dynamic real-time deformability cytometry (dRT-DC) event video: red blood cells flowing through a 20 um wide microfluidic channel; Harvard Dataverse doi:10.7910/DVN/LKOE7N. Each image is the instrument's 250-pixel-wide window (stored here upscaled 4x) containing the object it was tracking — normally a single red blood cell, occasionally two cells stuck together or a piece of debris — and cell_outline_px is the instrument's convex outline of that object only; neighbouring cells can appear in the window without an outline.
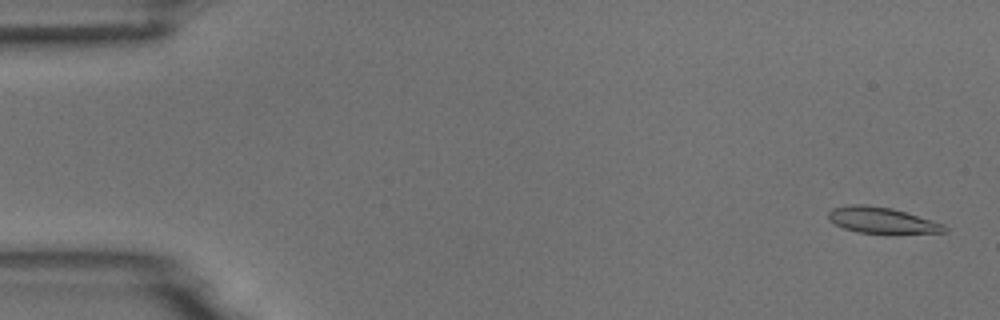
{"species": "common noctule bat (a hibernating species)", "species_latin": "Nyctalus noctula", "temperature_condition": "room temperature", "stored_images_in_passage": 5, "camera_frame_rate_fps": 3000, "um_per_image_px": 0.085, "animal": {"sex": "male", "body_mass_g": 18.8}, "frame": {"image": 1, "passage_image": 1, "time_ms": 0.0, "image_size_px": [1000, 320], "cell_outline_px": [[948, 232], [856, 232], [844, 228], [828, 220], [828, 212], [832, 208], [848, 204], [864, 204], [892, 208], [944, 224], [948, 228]], "centroid_in_image_um": [74.9, 18.69], "position_along_channel_um": 10.1, "area_um2": 17.22}}
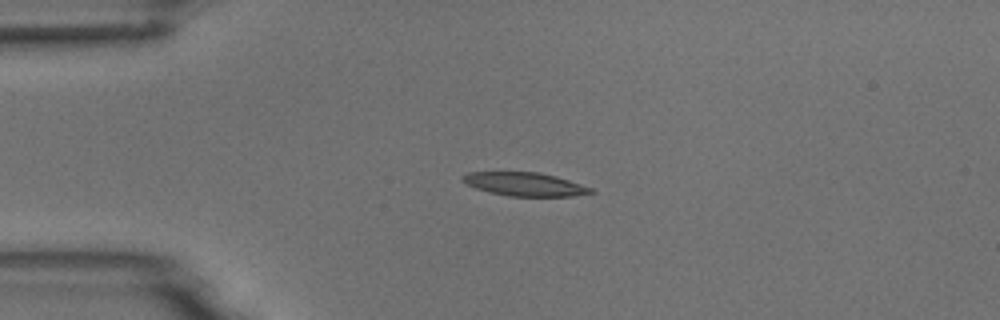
{"frame": {"image": 2, "passage_image": 4, "time_ms": 3.667, "image_size_px": [1000, 320], "cell_outline_px": [[596, 192], [572, 196], [508, 196], [476, 188], [460, 180], [468, 172], [540, 172], [556, 176], [592, 188]], "centroid_in_image_um": [44.63, 15.65], "position_along_channel_um": 40.4, "area_um2": 17.34}}